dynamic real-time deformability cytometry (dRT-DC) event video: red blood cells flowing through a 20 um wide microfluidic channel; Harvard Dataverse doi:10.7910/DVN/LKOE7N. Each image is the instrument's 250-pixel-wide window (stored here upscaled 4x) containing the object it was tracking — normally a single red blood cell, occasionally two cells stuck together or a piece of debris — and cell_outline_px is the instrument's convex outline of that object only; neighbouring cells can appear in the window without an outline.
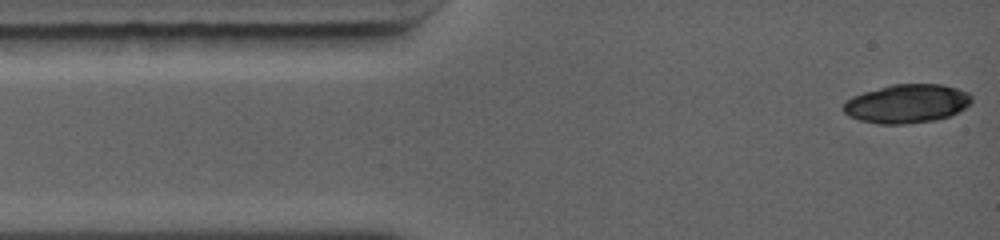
{"species": "common noctule bat (a hibernating species)", "species_latin": "Nyctalus noctula", "temperature_condition": "warm", "stored_images_in_passage": 5, "camera_frame_rate_fps": 5000, "um_per_image_px": 0.085, "animal": {"sex": "female", "body_mass_g": 19.0, "forearm_length_mm": 56.7}, "frame": {"image": 1, "passage_image": 1, "time_ms": 0.0, "image_size_px": [1000, 240], "cell_outline_px": [[972, 100], [964, 108], [948, 116], [936, 120], [904, 124], [876, 124], [860, 120], [848, 116], [844, 112], [844, 100], [852, 96], [864, 92], [892, 84], [940, 84], [956, 88], [968, 92], [972, 96]], "centroid_in_image_um": [77.05, 8.81], "position_along_channel_um": 7.9, "area_um2": 28.9}}